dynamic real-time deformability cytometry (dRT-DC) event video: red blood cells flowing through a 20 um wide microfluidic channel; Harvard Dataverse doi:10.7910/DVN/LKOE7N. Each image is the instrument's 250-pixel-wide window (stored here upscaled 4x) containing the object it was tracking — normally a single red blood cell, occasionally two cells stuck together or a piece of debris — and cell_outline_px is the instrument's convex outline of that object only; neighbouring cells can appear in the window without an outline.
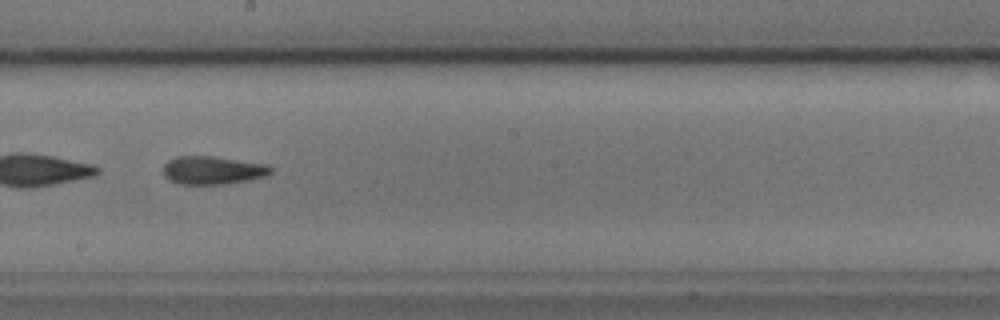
{"species": "common noctule bat (a hibernating species)", "species_latin": "Nyctalus noctula", "temperature_condition": "cold", "stored_images_in_passage": 42, "camera_frame_rate_fps": 3000, "um_per_image_px": 0.085, "animal": {"sex": "male", "body_mass_g": 17.9, "forearm_length_mm": 54.2}, "frame": {"image": 1, "passage_image": 19, "time_ms": 6.0, "image_size_px": [1000, 320], "cell_outline_px": [[272, 172], [264, 176], [248, 180], [224, 184], [176, 184], [168, 180], [164, 176], [164, 164], [168, 160], [176, 156], [212, 156], [264, 164], [272, 168]], "centroid_in_image_um": [18.01, 14.47], "position_along_channel_um": 230.2, "area_um2": 17.57}, "authors_computed_cell_mechanics": {"area_um2": 17.8891, "velocity_mm_per_s": 3.6572, "shape_relaxation_time_tau1_ms": 8.3334, "shape_relaxation_time_tau2_ms": 3.3862, "deformation_change_tau1": 0.1825, "deformation_change_tau2": 0.1259}}